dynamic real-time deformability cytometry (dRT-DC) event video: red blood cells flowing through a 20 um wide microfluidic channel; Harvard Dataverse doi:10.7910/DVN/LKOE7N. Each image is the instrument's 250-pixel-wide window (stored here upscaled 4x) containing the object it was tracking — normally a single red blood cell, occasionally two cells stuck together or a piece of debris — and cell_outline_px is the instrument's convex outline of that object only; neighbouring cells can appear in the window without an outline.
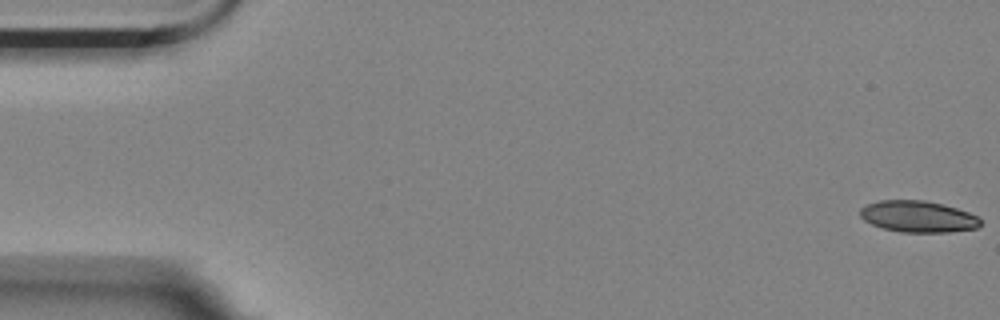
{"species": "Egyptian fruit bat (a non-hibernating species)", "species_latin": "Rousettus aegyptiacus", "temperature_condition": "room temperature", "stored_images_in_passage": 6, "segment_of_instrument_passage": [1, 2], "camera_frame_rate_fps": 3000, "um_per_image_px": 0.085, "animal": {"sex": "female"}, "frame": {"image": 1, "passage_image": 1, "time_ms": 0.0, "image_size_px": [1000, 320], "cell_outline_px": [[980, 224], [976, 228], [948, 232], [900, 232], [884, 228], [872, 224], [864, 220], [860, 216], [860, 208], [868, 204], [880, 200], [924, 200], [956, 208], [968, 212], [976, 216], [980, 220]], "centroid_in_image_um": [78.0, 18.4], "position_along_channel_um": 7.0, "area_um2": 21.79}}